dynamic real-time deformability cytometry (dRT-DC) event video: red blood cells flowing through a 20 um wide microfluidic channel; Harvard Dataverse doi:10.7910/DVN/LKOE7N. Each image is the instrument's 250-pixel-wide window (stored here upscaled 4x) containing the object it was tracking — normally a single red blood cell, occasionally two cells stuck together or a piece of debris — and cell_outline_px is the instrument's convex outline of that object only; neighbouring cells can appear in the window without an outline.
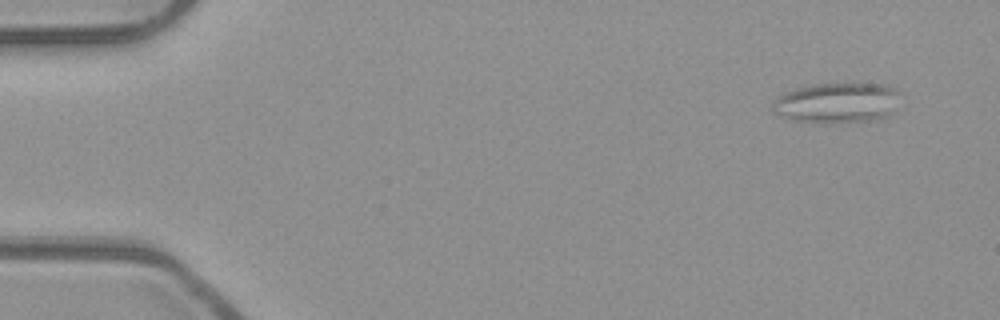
{"species": "common noctule bat (a hibernating species)", "species_latin": "Nyctalus noctula", "temperature_condition": "room temperature", "stored_images_in_passage": 15, "camera_frame_rate_fps": 3000, "um_per_image_px": 0.085, "animal": {"sex": "male", "body_mass_g": 23.1, "forearm_length_mm": 52.7}, "frame": {"image": 1, "passage_image": 4, "time_ms": 1.0, "image_size_px": [1000, 320], "cell_outline_px": [[896, 92], [892, 112], [888, 116], [880, 120], [828, 124], [792, 120], [772, 112], [772, 104], [784, 92], [812, 84], [884, 84], [892, 88]], "centroid_in_image_um": [71.09, 8.77], "position_along_channel_um": 13.9, "area_um2": 29.82}}